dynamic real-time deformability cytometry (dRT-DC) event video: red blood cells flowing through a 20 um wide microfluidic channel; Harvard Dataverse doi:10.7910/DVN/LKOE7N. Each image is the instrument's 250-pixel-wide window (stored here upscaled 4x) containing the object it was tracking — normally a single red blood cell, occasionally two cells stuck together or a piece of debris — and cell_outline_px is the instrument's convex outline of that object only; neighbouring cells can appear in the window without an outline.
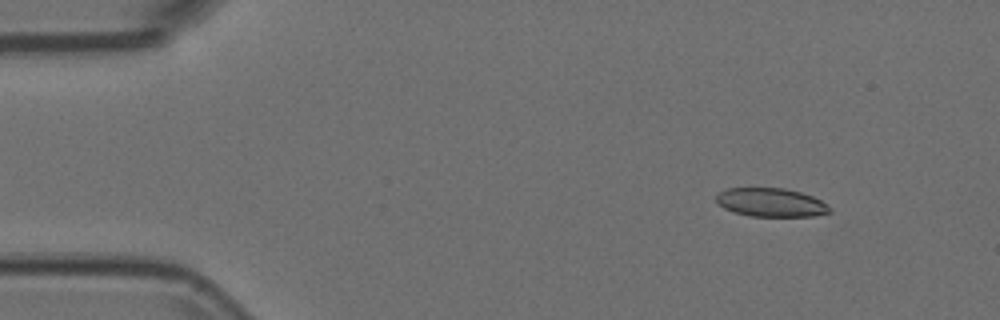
{"species": "Egyptian fruit bat (a non-hibernating species)", "species_latin": "Rousettus aegyptiacus", "temperature_condition": "room temperature", "stored_images_in_passage": 55, "camera_frame_rate_fps": 3000, "um_per_image_px": 0.085, "animal": {"sex": "female"}, "frame": {"image": 1, "passage_image": 7, "time_ms": 2.0, "image_size_px": [1000, 320], "cell_outline_px": [[832, 212], [816, 216], [748, 216], [724, 208], [716, 200], [716, 196], [720, 192], [728, 188], [784, 188], [800, 192], [812, 196], [820, 200], [832, 208]], "centroid_in_image_um": [65.57, 17.21], "position_along_channel_um": 19.4, "area_um2": 18.84}}
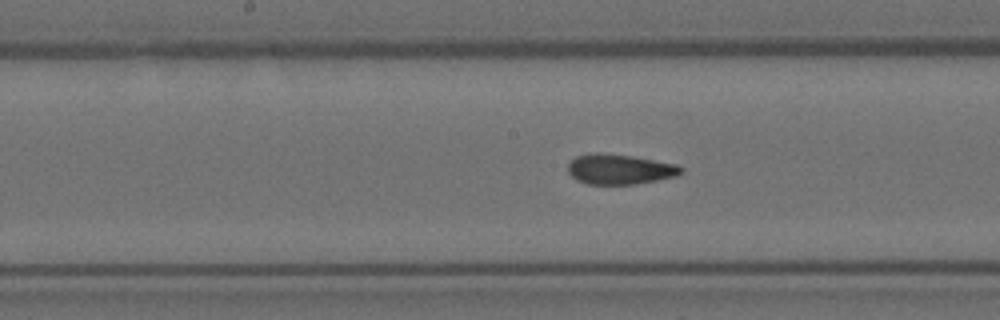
{"frame": {"image": 2, "passage_image": 28, "time_ms": 9.0, "image_size_px": [1000, 320], "cell_outline_px": [[684, 172], [676, 176], [636, 184], [588, 184], [576, 180], [568, 172], [568, 164], [576, 156], [596, 152], [600, 152], [632, 156], [676, 164], [684, 168]], "centroid_in_image_um": [52.68, 14.38], "position_along_channel_um": 195.5, "area_um2": 19.88}}
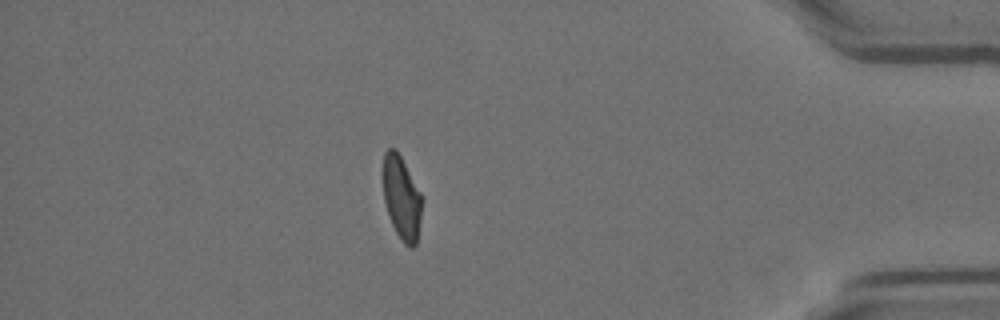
{"frame": {"image": 3, "passage_image": 48, "time_ms": 15.667, "image_size_px": [1000, 320], "cell_outline_px": [[420, 216], [416, 244], [412, 248], [408, 248], [404, 244], [396, 232], [388, 216], [384, 200], [384, 152], [388, 148], [396, 148], [420, 192]], "centroid_in_image_um": [34.11, 16.83], "position_along_channel_um": 401.1, "area_um2": 18.38}}